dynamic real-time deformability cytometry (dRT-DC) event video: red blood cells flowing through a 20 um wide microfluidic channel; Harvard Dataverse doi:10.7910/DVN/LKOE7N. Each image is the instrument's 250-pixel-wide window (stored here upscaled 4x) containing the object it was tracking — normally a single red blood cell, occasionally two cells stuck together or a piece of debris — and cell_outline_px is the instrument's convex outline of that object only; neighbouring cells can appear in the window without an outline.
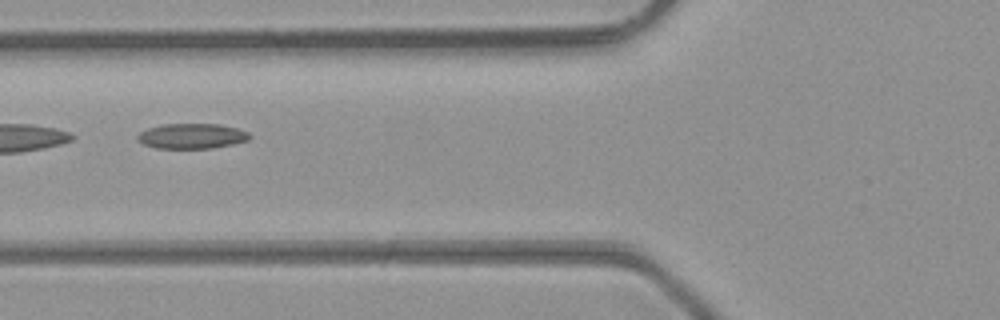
{"species": "common noctule bat (a hibernating species)", "species_latin": "Nyctalus noctula", "temperature_condition": "room temperature", "stored_images_in_passage": 2, "camera_frame_rate_fps": 3000, "um_per_image_px": 0.085, "animal": {"sex": "male", "body_mass_g": 23.1, "forearm_length_mm": 52.7}, "frame": {"image": 1, "passage_image": 2, "time_ms": 0.333, "image_size_px": [1000, 320], "cell_outline_px": [[252, 136], [248, 140], [232, 144], [212, 148], [156, 148], [144, 144], [136, 136], [140, 132], [148, 128], [164, 124], [220, 124], [236, 128], [248, 132]], "centroid_in_image_um": [16.33, 11.56], "position_along_channel_um": 109.5, "area_um2": 16.3}}